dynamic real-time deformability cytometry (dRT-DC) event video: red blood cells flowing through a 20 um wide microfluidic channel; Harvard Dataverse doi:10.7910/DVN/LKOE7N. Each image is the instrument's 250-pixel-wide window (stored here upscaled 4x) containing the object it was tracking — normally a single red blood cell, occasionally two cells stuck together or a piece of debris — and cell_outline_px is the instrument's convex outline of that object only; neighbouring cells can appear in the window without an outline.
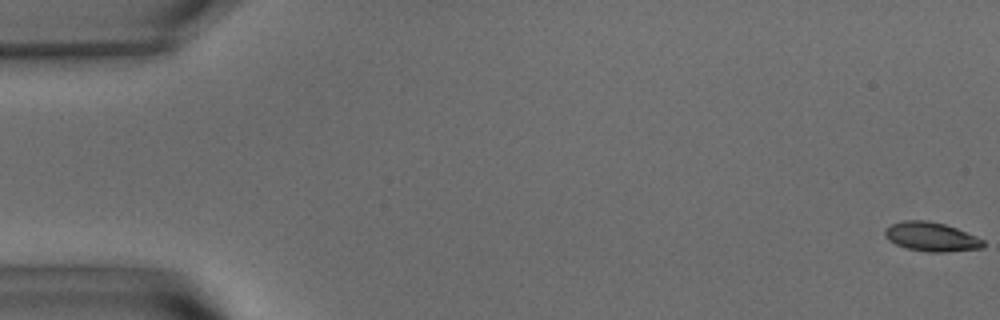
{"species": "common noctule bat (a hibernating species)", "species_latin": "Nyctalus noctula", "temperature_condition": "warm", "stored_images_in_passage": 57, "camera_frame_rate_fps": 3000, "um_per_image_px": 0.085, "animal": {"sex": "male", "body_mass_g": 15.6}, "frame": {"image": 1, "passage_image": 1, "time_ms": 0.0, "image_size_px": [1000, 320], "cell_outline_px": [[984, 248], [944, 252], [928, 252], [908, 248], [896, 244], [888, 240], [884, 236], [884, 228], [892, 224], [904, 220], [928, 220], [944, 224], [956, 228], [976, 236], [984, 240]], "centroid_in_image_um": [79.15, 20.12], "position_along_channel_um": 5.9, "area_um2": 16.7}}
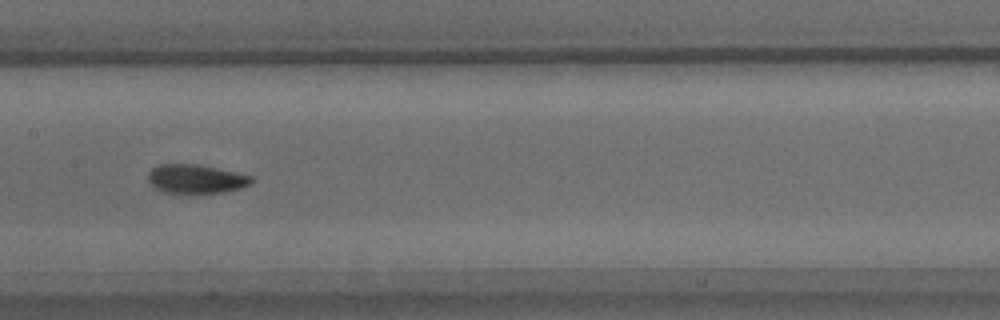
{"frame": {"image": 2, "passage_image": 29, "time_ms": 9.333, "image_size_px": [1000, 320], "cell_outline_px": [[252, 184], [240, 188], [224, 192], [196, 196], [164, 192], [156, 188], [148, 180], [148, 172], [152, 168], [160, 164], [196, 164], [216, 168], [252, 176]], "centroid_in_image_um": [16.64, 15.25], "position_along_channel_um": 190.8, "area_um2": 17.92}}
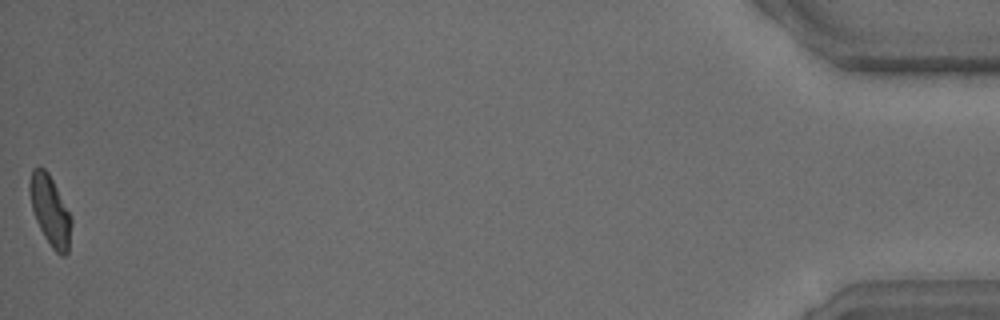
{"frame": {"image": 3, "passage_image": 57, "time_ms": 18.667, "image_size_px": [1000, 320], "cell_outline_px": [[72, 224], [68, 252], [64, 256], [60, 256], [52, 248], [44, 236], [36, 220], [32, 208], [28, 188], [28, 184], [32, 168], [44, 168], [48, 172], [72, 216]], "centroid_in_image_um": [4.27, 17.91], "position_along_channel_um": 430.9, "area_um2": 17.05}, "authors_computed_cell_mechanics": {"area_um2": 17.1088, "velocity_mm_per_s": 3.6169, "shape_relaxation_time_tau1_ms": 3.776, "shape_relaxation_time_tau2_ms": 1.6677, "deformation_change_tau1": 0.1449, "deformation_change_tau2": 0.0723}}